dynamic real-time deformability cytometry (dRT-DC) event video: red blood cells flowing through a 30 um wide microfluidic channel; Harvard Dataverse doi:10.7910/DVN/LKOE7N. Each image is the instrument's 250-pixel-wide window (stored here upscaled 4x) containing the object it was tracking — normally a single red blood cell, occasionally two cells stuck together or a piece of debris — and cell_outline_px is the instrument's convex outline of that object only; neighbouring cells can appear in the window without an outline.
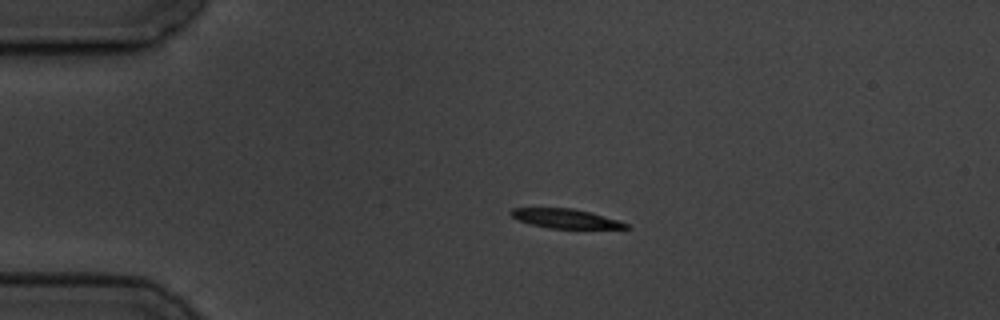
{"species": "common noctule bat (a hibernating species)", "species_latin": "Nyctalus noctula", "temperature_condition": "cold", "stored_images_in_passage": 3, "camera_frame_rate_fps": 3000, "um_per_image_px": 0.085, "animal": {"sex": "male", "body_mass_g": 19.5, "forearm_length_mm": 54.6}, "frame": {"image": 1, "passage_image": 2, "time_ms": 1.0, "image_size_px": [1000, 320], "cell_outline_px": [[632, 228], [548, 228], [532, 224], [520, 220], [512, 216], [508, 212], [512, 208], [572, 208], [592, 212], [628, 224]], "centroid_in_image_um": [48.05, 18.57], "position_along_channel_um": 36.9, "area_um2": 12.72}}